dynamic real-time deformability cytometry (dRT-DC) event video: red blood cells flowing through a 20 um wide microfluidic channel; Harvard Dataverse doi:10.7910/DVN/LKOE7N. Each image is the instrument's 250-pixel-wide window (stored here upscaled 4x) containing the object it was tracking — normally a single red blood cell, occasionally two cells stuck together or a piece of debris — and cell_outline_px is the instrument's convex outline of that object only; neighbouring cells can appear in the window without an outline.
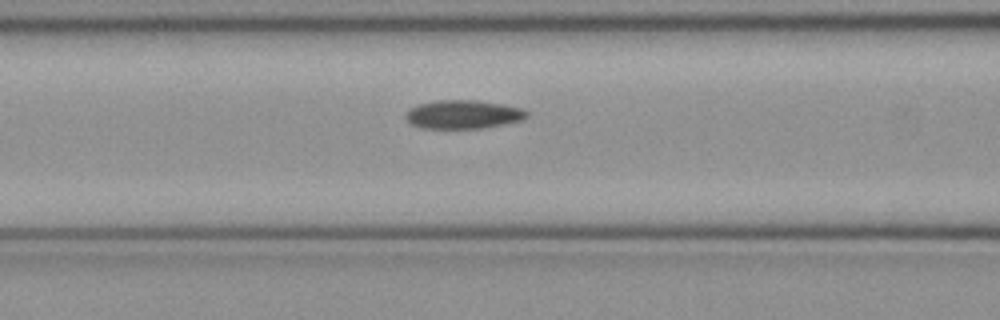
{"species": "common noctule bat (a hibernating species)", "species_latin": "Nyctalus noctula", "temperature_condition": "cold", "stored_images_in_passage": 51, "camera_frame_rate_fps": 3000, "um_per_image_px": 0.085, "animal": {"sex": "female", "body_mass_g": 21.9}, "frame": {"image": 1, "passage_image": 20, "time_ms": 6.333, "image_size_px": [1000, 320], "cell_outline_px": [[528, 116], [520, 120], [480, 128], [420, 128], [412, 124], [404, 116], [412, 108], [420, 104], [436, 100], [480, 100], [504, 104], [524, 108], [528, 112]], "centroid_in_image_um": [39.4, 9.71], "position_along_channel_um": 127.2, "area_um2": 20.0}}
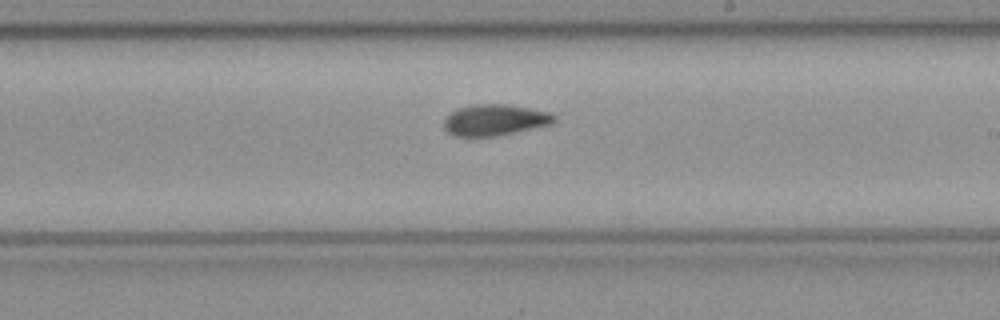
{"frame": {"image": 2, "passage_image": 29, "time_ms": 9.333, "image_size_px": [1000, 320], "cell_outline_px": [[556, 120], [548, 124], [496, 136], [452, 136], [444, 128], [444, 120], [452, 112], [460, 108], [476, 104], [512, 104], [552, 112], [556, 116]], "centroid_in_image_um": [42.07, 10.18], "position_along_channel_um": 246.9, "area_um2": 19.88}}
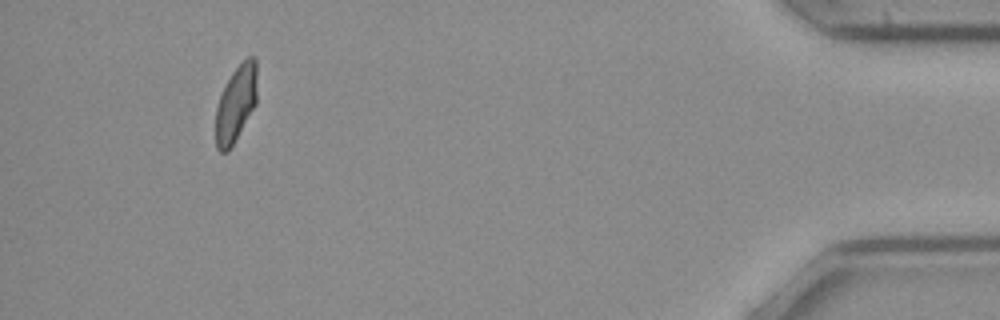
{"frame": {"image": 3, "passage_image": 47, "time_ms": 15.333, "image_size_px": [1000, 320], "cell_outline_px": [[256, 104], [228, 152], [220, 152], [216, 148], [216, 108], [220, 96], [232, 72], [248, 56], [256, 56]], "centroid_in_image_um": [20.05, 8.82], "position_along_channel_um": 415.1, "area_um2": 18.15}, "authors_computed_cell_mechanics": {"area_um2": 19.8832, "velocity_mm_per_s": 3.9854, "shape_relaxation_time_tau1_ms": 5.7846, "shape_relaxation_time_tau2_ms": 3.7737, "deformation_change_tau1": 0.1379, "deformation_change_tau2": 0.0859}}